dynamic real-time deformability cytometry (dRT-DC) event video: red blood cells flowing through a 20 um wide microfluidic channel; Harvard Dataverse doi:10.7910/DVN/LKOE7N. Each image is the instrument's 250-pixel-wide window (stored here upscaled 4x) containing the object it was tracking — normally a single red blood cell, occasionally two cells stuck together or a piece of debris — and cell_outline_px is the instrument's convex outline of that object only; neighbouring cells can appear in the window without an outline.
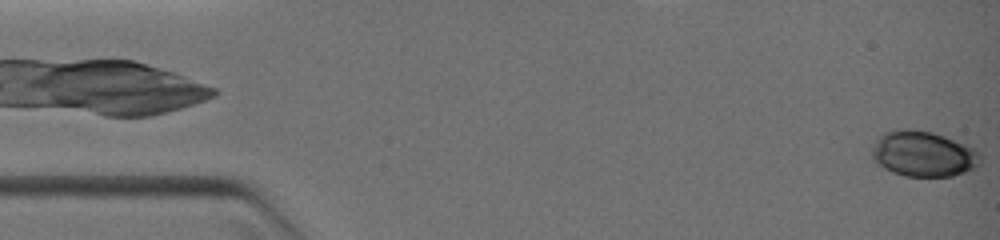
{"species": "common noctule bat (a hibernating species)", "species_latin": "Nyctalus noctula", "temperature_condition": "warm", "stored_images_in_passage": 10, "camera_frame_rate_fps": 3000, "um_per_image_px": 0.085, "animal": {"sex": "female", "body_mass_g": 19.0, "forearm_length_mm": 51.5}, "frame": {"image": 1, "passage_image": 1, "time_ms": 0.0, "image_size_px": [1000, 240], "cell_outline_px": [[980, 164], [976, 168], [952, 176], [904, 176], [892, 172], [884, 168], [872, 160], [872, 148], [876, 140], [884, 132], [900, 128], [912, 128], [932, 132], [944, 136], [964, 144], [980, 152]], "centroid_in_image_um": [78.46, 13.07], "position_along_channel_um": 6.5, "area_um2": 28.9}}
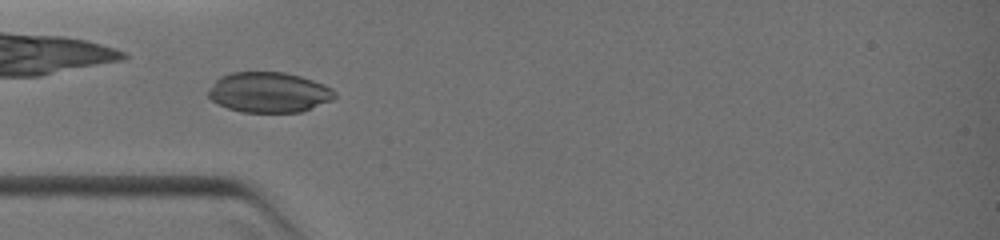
{"frame": {"image": 2, "passage_image": 9, "time_ms": 4.0, "image_size_px": [1000, 240], "cell_outline_px": [[336, 96], [332, 100], [300, 112], [240, 112], [216, 104], [208, 96], [208, 92], [216, 80], [220, 76], [232, 72], [284, 72], [300, 76], [324, 84], [332, 88], [336, 92]], "centroid_in_image_um": [22.85, 7.85], "position_along_channel_um": 62.1, "area_um2": 29.71}}
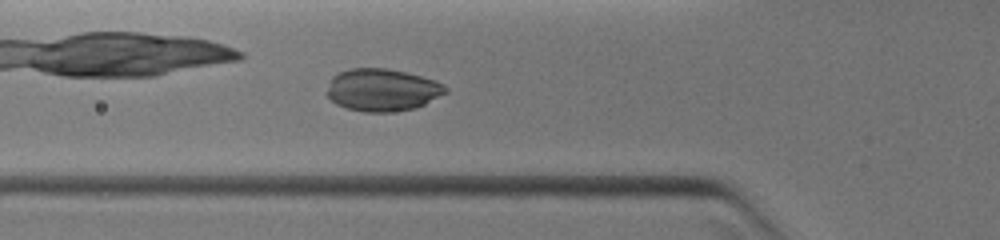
{"frame": {"image": 3, "passage_image": 10, "time_ms": 4.667, "image_size_px": [1000, 240], "cell_outline_px": [[448, 92], [416, 108], [388, 112], [364, 112], [348, 108], [336, 104], [324, 92], [332, 76], [348, 68], [388, 68], [420, 76], [444, 84], [448, 88]], "centroid_in_image_um": [32.46, 7.64], "position_along_channel_um": 93.3, "area_um2": 29.36}}